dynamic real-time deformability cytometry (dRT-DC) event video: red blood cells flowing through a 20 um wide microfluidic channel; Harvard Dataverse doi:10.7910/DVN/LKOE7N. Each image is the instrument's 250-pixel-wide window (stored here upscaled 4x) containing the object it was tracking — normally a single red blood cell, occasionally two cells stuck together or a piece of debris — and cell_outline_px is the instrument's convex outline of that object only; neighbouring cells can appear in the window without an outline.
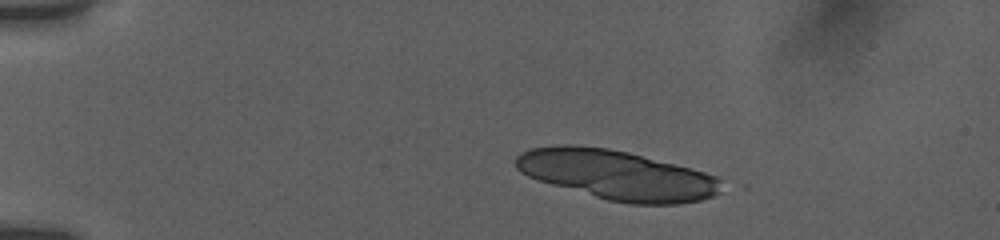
{"species": "human", "species_latin": "Homo sapiens", "temperature_condition": "room temperature", "stored_images_in_passage": 7, "camera_frame_rate_fps": 3000, "um_per_image_px": 0.085, "donor": {"sex": "female"}, "frame": {"image": 1, "passage_image": 1, "time_ms": 0.0, "image_size_px": [1000, 240], "cell_outline_px": [[720, 192], [712, 196], [700, 200], [680, 204], [628, 204], [608, 200], [552, 184], [528, 176], [520, 172], [516, 168], [516, 156], [532, 148], [556, 144], [576, 144], [608, 148], [628, 152], [704, 172], [716, 176], [720, 180]], "centroid_in_image_um": [52.42, 14.86], "position_along_channel_um": 32.6, "area_um2": 58.96}}
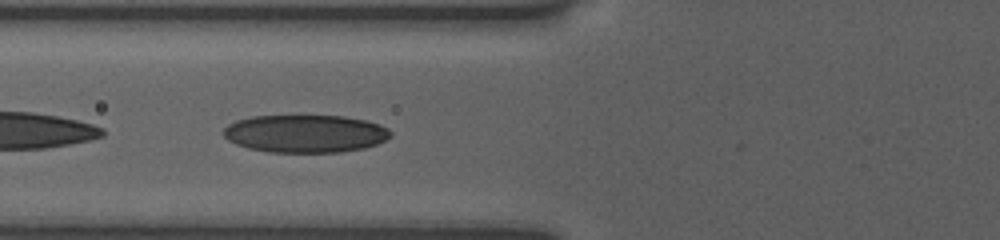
{"frame": {"image": 2, "passage_image": 6, "time_ms": 4.0, "image_size_px": [1000, 240], "cell_outline_px": [[392, 136], [376, 144], [364, 148], [340, 152], [268, 152], [248, 148], [236, 144], [228, 140], [224, 136], [224, 128], [228, 124], [236, 120], [252, 116], [344, 116], [364, 120], [380, 124], [388, 128], [392, 132]], "centroid_in_image_um": [25.95, 11.36], "position_along_channel_um": 99.8, "area_um2": 36.82}}
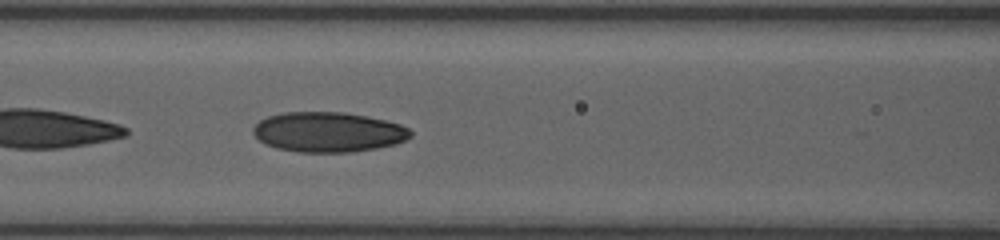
{"frame": {"image": 3, "passage_image": 7, "time_ms": 5.0, "image_size_px": [1000, 240], "cell_outline_px": [[412, 136], [396, 144], [376, 148], [352, 152], [300, 152], [276, 148], [264, 144], [252, 132], [252, 128], [260, 120], [268, 116], [284, 112], [344, 112], [384, 120], [400, 124], [408, 128], [412, 132]], "centroid_in_image_um": [27.88, 11.23], "position_along_channel_um": 138.7, "area_um2": 36.65}}